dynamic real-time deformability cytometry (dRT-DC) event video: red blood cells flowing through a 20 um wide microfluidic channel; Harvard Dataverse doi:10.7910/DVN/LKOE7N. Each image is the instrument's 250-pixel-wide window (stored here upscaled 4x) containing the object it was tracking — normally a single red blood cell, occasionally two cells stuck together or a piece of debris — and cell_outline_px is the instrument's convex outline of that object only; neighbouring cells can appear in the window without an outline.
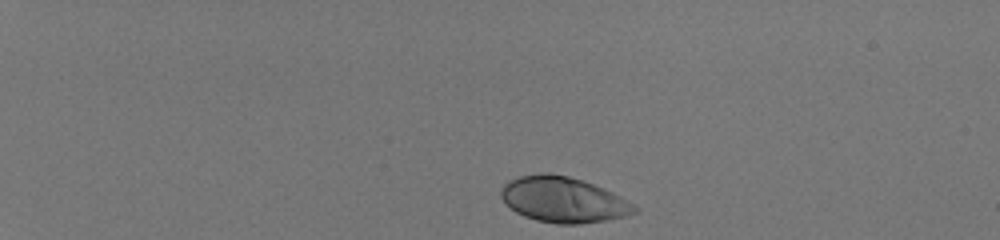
{"species": "human", "species_latin": "Homo sapiens", "temperature_condition": "room temperature", "stored_images_in_passage": 40, "camera_frame_rate_fps": 3000, "um_per_image_px": 0.085, "donor": {"sex": "male"}, "frame": {"image": 1, "passage_image": 1, "time_ms": 0.0, "image_size_px": [1000, 240], "cell_outline_px": [[640, 208], [636, 212], [628, 216], [608, 220], [580, 224], [556, 224], [536, 220], [524, 216], [516, 212], [504, 204], [500, 196], [500, 188], [504, 184], [520, 176], [540, 172], [548, 172], [568, 176], [592, 184], [612, 192], [620, 196]], "centroid_in_image_um": [47.87, 16.98], "position_along_channel_um": 37.1, "area_um2": 35.66}}
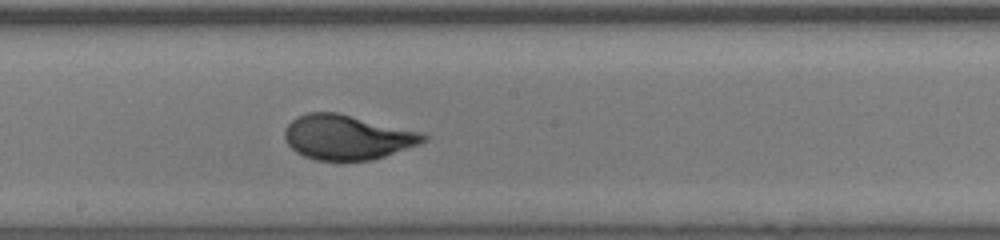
{"frame": {"image": 2, "passage_image": 23, "time_ms": 7.333, "image_size_px": [1000, 240], "cell_outline_px": [[428, 140], [420, 144], [372, 160], [316, 160], [304, 156], [296, 152], [284, 140], [284, 128], [292, 120], [308, 112], [336, 112], [424, 132], [428, 136]], "centroid_in_image_um": [29.53, 11.66], "position_along_channel_um": 218.7, "area_um2": 36.24}}
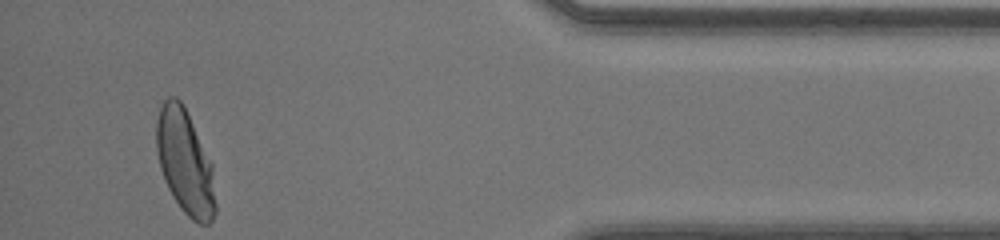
{"frame": {"image": 3, "passage_image": 40, "time_ms": 13.0, "image_size_px": [1000, 240], "cell_outline_px": [[216, 212], [212, 220], [208, 224], [200, 224], [192, 220], [180, 208], [172, 196], [168, 188], [160, 168], [156, 152], [156, 120], [160, 108], [164, 100], [168, 96], [176, 96], [180, 100], [212, 164], [216, 204]], "centroid_in_image_um": [15.71, 13.81], "position_along_channel_um": 419.5, "area_um2": 35.78}, "authors_computed_cell_mechanics": {"area_um2": 35.4314, "velocity_mm_per_s": 4.1118, "shape_relaxation_time_tau1_ms": 3.5035, "shape_relaxation_time_tau2_ms": null, "deformation_change_tau1": 0.208, "deformation_change_tau2": null}}